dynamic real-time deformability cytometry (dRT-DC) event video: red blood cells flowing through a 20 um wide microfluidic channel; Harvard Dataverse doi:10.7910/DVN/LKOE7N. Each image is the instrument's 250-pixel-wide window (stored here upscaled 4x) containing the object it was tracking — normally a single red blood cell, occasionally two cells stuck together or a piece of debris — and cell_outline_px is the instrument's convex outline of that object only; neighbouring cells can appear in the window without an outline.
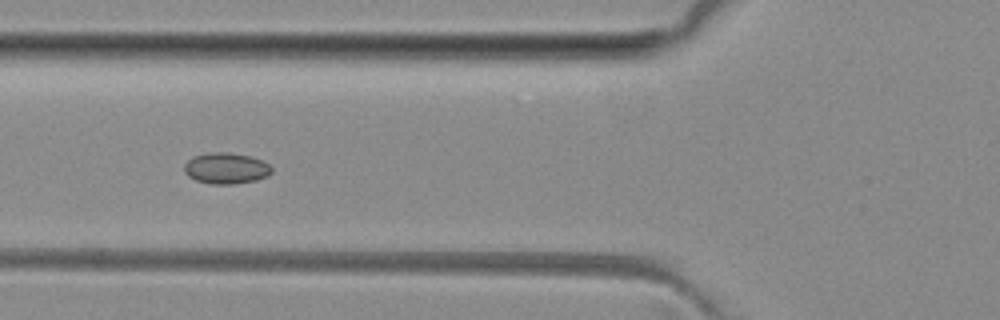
{"species": "common noctule bat (a hibernating species)", "species_latin": "Nyctalus noctula", "temperature_condition": "room temperature", "stored_images_in_passage": 6, "camera_frame_rate_fps": 3000, "um_per_image_px": 0.085, "animal": {"sex": "female", "body_mass_g": 29.2, "forearm_length_mm": 56.3}, "frame": {"image": 1, "passage_image": 5, "time_ms": 4.333, "image_size_px": [1000, 320], "cell_outline_px": [[272, 172], [268, 176], [256, 180], [236, 184], [212, 184], [196, 180], [188, 176], [184, 172], [184, 164], [192, 156], [208, 152], [228, 152], [252, 156], [268, 164], [272, 168]], "centroid_in_image_um": [19.21, 14.3], "position_along_channel_um": 106.6, "area_um2": 16.01}}
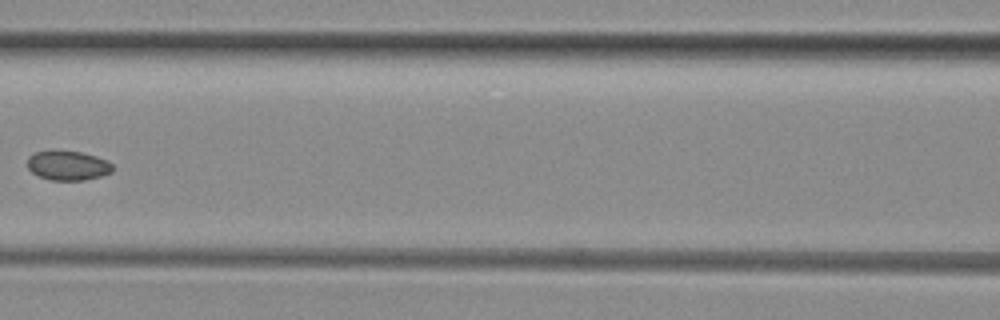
{"frame": {"image": 2, "passage_image": 6, "time_ms": 5.667, "image_size_px": [1000, 320], "cell_outline_px": [[112, 172], [100, 176], [84, 180], [48, 180], [32, 172], [28, 168], [28, 156], [36, 152], [80, 152], [96, 156], [108, 160], [112, 164]], "centroid_in_image_um": [5.79, 14.09], "position_along_channel_um": 160.8, "area_um2": 14.33}}